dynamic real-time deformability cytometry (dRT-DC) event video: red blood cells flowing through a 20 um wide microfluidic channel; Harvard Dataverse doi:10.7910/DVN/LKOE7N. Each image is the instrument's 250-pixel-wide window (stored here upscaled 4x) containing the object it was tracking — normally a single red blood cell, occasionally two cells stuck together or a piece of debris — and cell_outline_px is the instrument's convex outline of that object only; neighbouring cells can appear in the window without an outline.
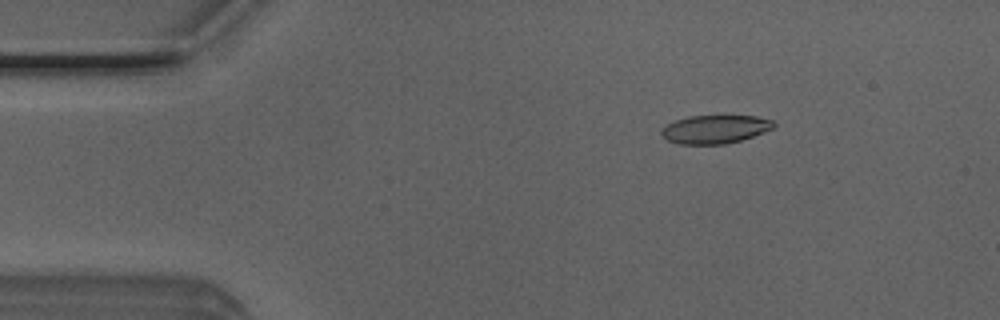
{"species": "Egyptian fruit bat (a non-hibernating species)", "species_latin": "Rousettus aegyptiacus", "temperature_condition": "room temperature", "stored_images_in_passage": 51, "camera_frame_rate_fps": 3000, "um_per_image_px": 0.085, "animal": {"sex": "male"}, "frame": {"image": 1, "passage_image": 8, "time_ms": 2.333, "image_size_px": [1000, 320], "cell_outline_px": [[776, 124], [772, 128], [764, 132], [740, 140], [724, 144], [680, 144], [668, 140], [660, 136], [660, 132], [668, 124], [676, 120], [688, 116], [756, 116], [772, 120]], "centroid_in_image_um": [60.77, 10.98], "position_along_channel_um": 24.2, "area_um2": 18.38}}
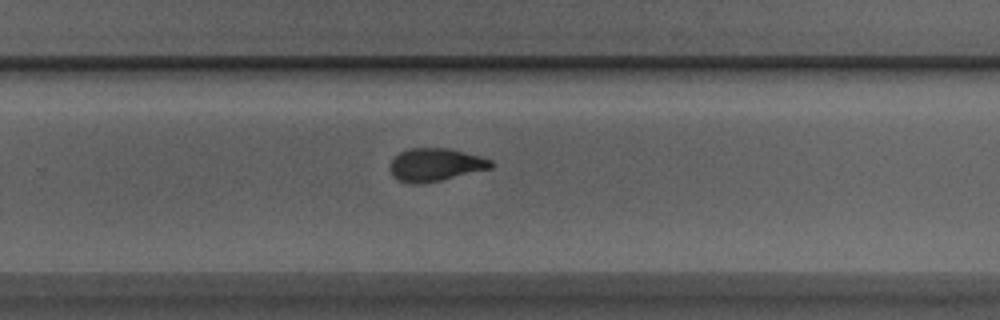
{"frame": {"image": 2, "passage_image": 33, "time_ms": 10.667, "image_size_px": [1000, 320], "cell_outline_px": [[496, 164], [492, 168], [440, 180], [420, 184], [408, 184], [396, 180], [392, 176], [388, 168], [388, 164], [400, 152], [408, 148], [448, 148], [480, 156], [492, 160]], "centroid_in_image_um": [36.97, 14.01], "position_along_channel_um": 292.8, "area_um2": 19.65}}
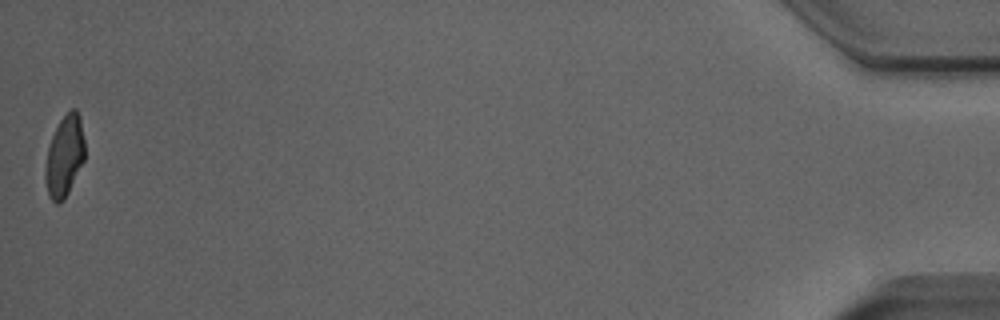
{"frame": {"image": 3, "passage_image": 51, "time_ms": 16.667, "image_size_px": [1000, 320], "cell_outline_px": [[84, 160], [64, 200], [60, 204], [56, 204], [48, 196], [44, 180], [44, 168], [48, 144], [60, 120], [72, 108], [76, 108], [80, 116], [84, 140]], "centroid_in_image_um": [5.45, 13.3], "position_along_channel_um": 429.7, "area_um2": 18.84}, "authors_computed_cell_mechanics": {"area_um2": 19.5942, "velocity_mm_per_s": 4.0092, "shape_relaxation_time_tau1_ms": 10.8827, "shape_relaxation_time_tau2_ms": 2.144, "deformation_change_tau1": 0.2724, "deformation_change_tau2": 0.0883}}